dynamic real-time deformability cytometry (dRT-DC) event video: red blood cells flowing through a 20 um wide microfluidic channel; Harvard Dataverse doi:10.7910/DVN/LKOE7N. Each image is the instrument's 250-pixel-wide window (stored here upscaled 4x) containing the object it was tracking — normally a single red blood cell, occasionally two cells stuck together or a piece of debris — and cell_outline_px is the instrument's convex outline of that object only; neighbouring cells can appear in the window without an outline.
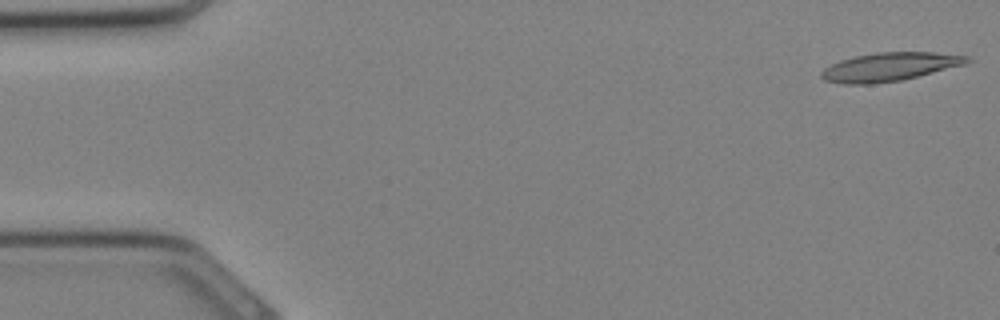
{"species": "Egyptian fruit bat (a non-hibernating species)", "species_latin": "Rousettus aegyptiacus", "temperature_condition": "cold", "stored_images_in_passage": 31, "camera_frame_rate_fps": 3000, "um_per_image_px": 0.085, "animal": {"sex": "female"}, "frame": {"image": 1, "passage_image": 1, "time_ms": 0.0, "image_size_px": [1000, 320], "cell_outline_px": [[972, 60], [964, 64], [900, 80], [872, 84], [844, 84], [824, 80], [820, 76], [820, 72], [824, 68], [840, 60], [856, 56], [876, 52], [932, 52], [968, 56]], "centroid_in_image_um": [75.56, 5.68], "position_along_channel_um": 9.4, "area_um2": 23.87}}
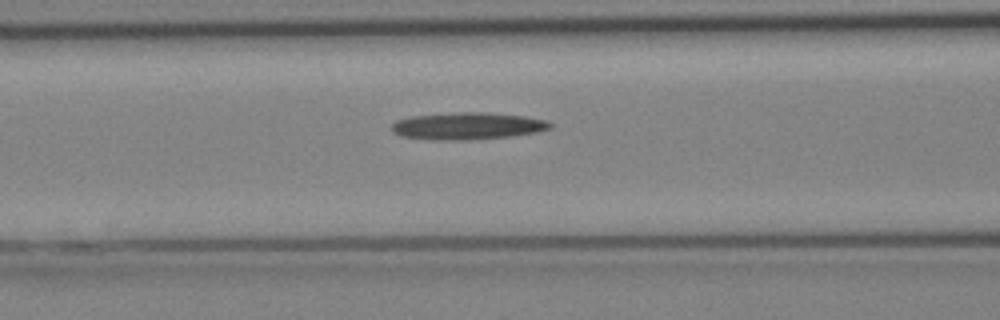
{"frame": {"image": 2, "passage_image": 13, "time_ms": 4.0, "image_size_px": [1000, 320], "cell_outline_px": [[552, 128], [536, 132], [512, 136], [472, 140], [432, 140], [400, 136], [392, 132], [392, 124], [396, 120], [412, 116], [452, 112], [484, 112], [524, 116], [548, 120], [552, 124]], "centroid_in_image_um": [39.73, 10.71], "position_along_channel_um": 126.9, "area_um2": 25.32}}
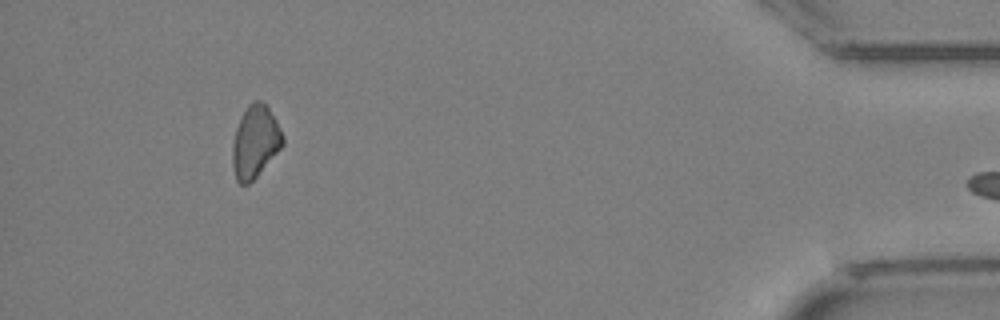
{"frame": {"image": 3, "passage_image": 30, "time_ms": 9.667, "image_size_px": [1000, 320], "cell_outline_px": [[284, 144], [256, 176], [248, 184], [240, 184], [236, 180], [232, 164], [232, 144], [236, 128], [248, 104], [252, 100], [260, 100], [268, 104], [284, 136]], "centroid_in_image_um": [21.69, 12.01], "position_along_channel_um": 413.5, "area_um2": 21.15}}